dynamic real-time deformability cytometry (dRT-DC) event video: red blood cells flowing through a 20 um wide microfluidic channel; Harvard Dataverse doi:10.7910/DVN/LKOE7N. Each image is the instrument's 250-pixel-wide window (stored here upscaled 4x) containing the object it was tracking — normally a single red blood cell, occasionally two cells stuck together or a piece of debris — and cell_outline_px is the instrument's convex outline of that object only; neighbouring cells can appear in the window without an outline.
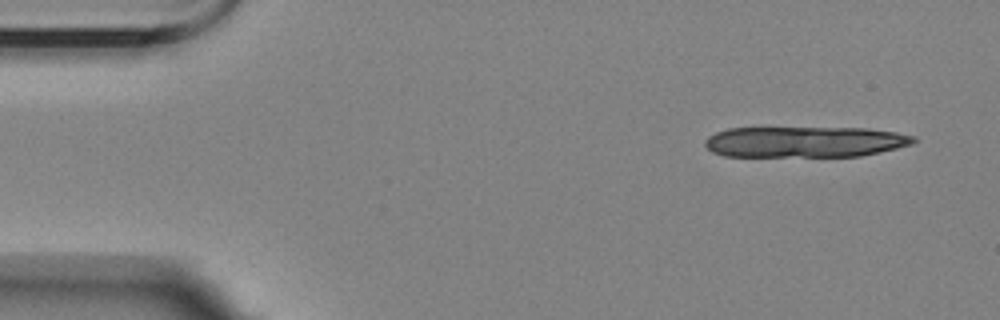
{"species": "Egyptian fruit bat (a non-hibernating species)", "species_latin": "Rousettus aegyptiacus", "temperature_condition": "room temperature", "stored_images_in_passage": 6, "segment_of_instrument_passage": [2, 2], "camera_frame_rate_fps": 3000, "um_per_image_px": 0.085, "animal": {"sex": "female"}, "frame": {"image": 1, "passage_image": 6, "time_ms": 5.0, "image_size_px": [1000, 320], "cell_outline_px": [[920, 140], [912, 144], [880, 152], [860, 156], [724, 156], [712, 152], [704, 144], [704, 140], [708, 136], [716, 132], [728, 128], [868, 128], [896, 132], [916, 136]], "centroid_in_image_um": [68.44, 12.05], "position_along_channel_um": 16.6, "area_um2": 37.74}}